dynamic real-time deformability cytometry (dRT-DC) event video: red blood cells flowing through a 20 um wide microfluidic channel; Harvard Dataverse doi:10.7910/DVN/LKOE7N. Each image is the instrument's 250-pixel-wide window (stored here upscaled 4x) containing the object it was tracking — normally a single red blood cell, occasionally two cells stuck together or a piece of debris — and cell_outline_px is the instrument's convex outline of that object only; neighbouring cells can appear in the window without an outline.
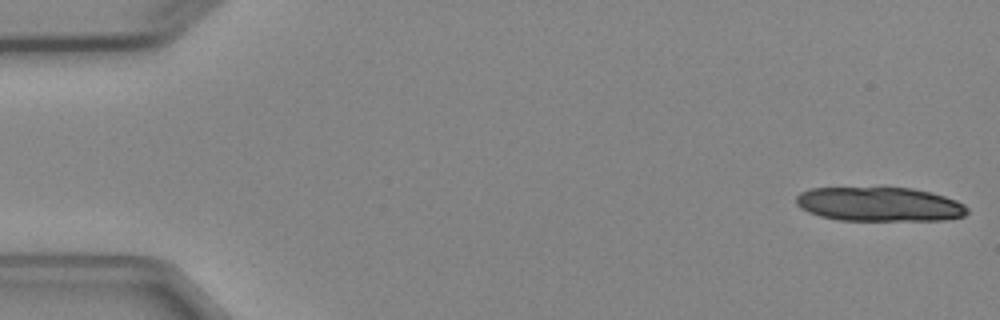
{"species": "Egyptian fruit bat (a non-hibernating species)", "species_latin": "Rousettus aegyptiacus", "temperature_condition": "cold", "stored_images_in_passage": 4, "camera_frame_rate_fps": 3000, "um_per_image_px": 0.085, "animal": {"sex": "female"}, "frame": {"image": 1, "passage_image": 1, "time_ms": 0.0, "image_size_px": [1000, 320], "cell_outline_px": [[968, 212], [964, 216], [944, 220], [840, 220], [820, 216], [808, 212], [800, 208], [796, 204], [796, 196], [800, 192], [808, 188], [880, 184], [912, 188], [944, 196], [956, 200], [964, 204], [968, 208]], "centroid_in_image_um": [74.69, 17.3], "position_along_channel_um": 10.3, "area_um2": 35.6}}